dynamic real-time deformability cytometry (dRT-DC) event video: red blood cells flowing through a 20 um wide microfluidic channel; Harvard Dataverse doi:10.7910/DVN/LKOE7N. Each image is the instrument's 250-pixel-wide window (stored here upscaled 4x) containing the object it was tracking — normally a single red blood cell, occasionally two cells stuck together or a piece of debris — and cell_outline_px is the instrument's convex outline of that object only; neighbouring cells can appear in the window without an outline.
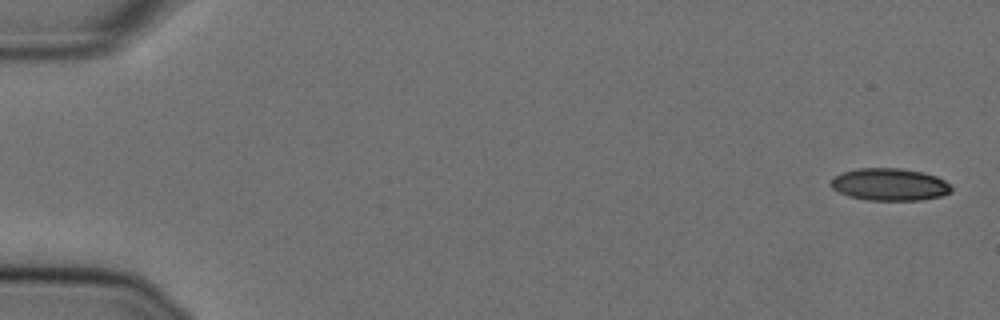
{"species": "Egyptian fruit bat (a non-hibernating species)", "species_latin": "Rousettus aegyptiacus", "temperature_condition": "cold", "stored_images_in_passage": 55, "camera_frame_rate_fps": 3000, "um_per_image_px": 0.085, "animal": {"sex": "female"}, "frame": {"image": 1, "passage_image": 1, "time_ms": 0.0, "image_size_px": [1000, 320], "cell_outline_px": [[948, 192], [936, 196], [912, 200], [880, 200], [856, 196], [844, 192], [836, 188], [832, 184], [832, 180], [836, 176], [848, 172], [872, 168], [884, 168], [916, 172], [932, 176], [948, 184]], "centroid_in_image_um": [75.62, 15.68], "position_along_channel_um": 9.4, "area_um2": 20.4}}
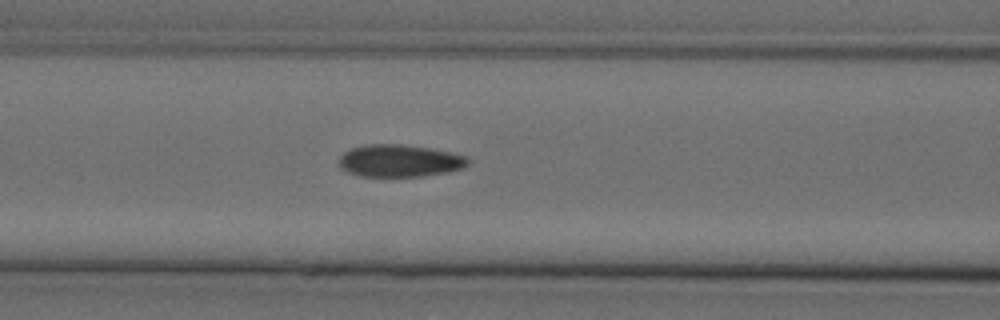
{"frame": {"image": 2, "passage_image": 23, "time_ms": 7.333, "image_size_px": [1000, 320], "cell_outline_px": [[464, 164], [456, 168], [408, 176], [372, 176], [356, 172], [348, 168], [344, 164], [344, 156], [348, 152], [356, 148], [416, 148], [440, 152], [456, 156], [464, 160]], "centroid_in_image_um": [33.93, 13.73], "position_along_channel_um": 132.7, "area_um2": 19.54}}
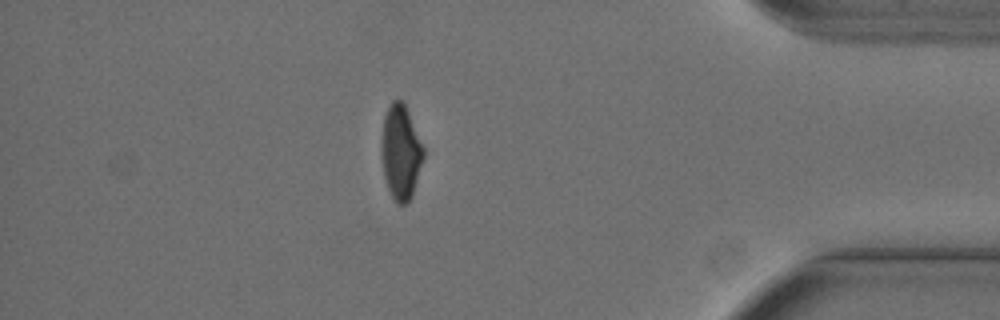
{"frame": {"image": 3, "passage_image": 48, "time_ms": 15.667, "image_size_px": [1000, 320], "cell_outline_px": [[420, 160], [412, 188], [408, 200], [396, 200], [388, 184], [384, 168], [384, 124], [388, 112], [392, 104], [396, 100], [400, 100], [404, 104], [420, 144]], "centroid_in_image_um": [34.04, 12.87], "position_along_channel_um": 401.2, "area_um2": 19.54}, "authors_computed_cell_mechanics": {"area_um2": 19.8832, "velocity_mm_per_s": 3.6454, "shape_relaxation_time_tau1_ms": null, "shape_relaxation_time_tau2_ms": 2.599, "deformation_change_tau1": null, "deformation_change_tau2": 0.082}}